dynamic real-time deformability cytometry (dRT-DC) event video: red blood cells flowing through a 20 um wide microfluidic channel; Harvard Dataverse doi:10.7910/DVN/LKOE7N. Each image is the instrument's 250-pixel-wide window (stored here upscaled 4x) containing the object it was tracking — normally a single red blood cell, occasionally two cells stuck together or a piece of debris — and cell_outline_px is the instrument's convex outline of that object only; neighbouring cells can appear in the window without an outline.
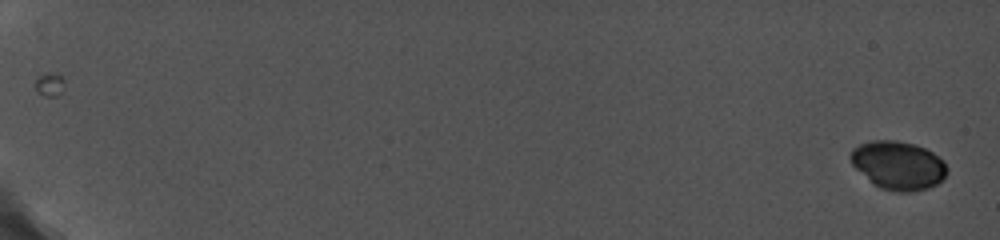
{"species": "common noctule bat (a hibernating species)", "species_latin": "Nyctalus noctula", "temperature_condition": "cold", "stored_images_in_passage": 13, "camera_frame_rate_fps": 5000, "um_per_image_px": 0.085, "animal": {"sex": "female", "body_mass_g": 19.0, "forearm_length_mm": 56.7}, "frame": {"image": 1, "passage_image": 1, "time_ms": 0.0, "image_size_px": [1000, 240], "cell_outline_px": [[948, 172], [936, 184], [928, 188], [912, 192], [896, 192], [880, 188], [856, 168], [852, 164], [848, 156], [852, 148], [860, 144], [872, 140], [896, 140], [916, 144], [932, 152], [944, 160], [948, 168]], "centroid_in_image_um": [76.35, 14.04], "position_along_channel_um": 8.6, "area_um2": 27.28}}
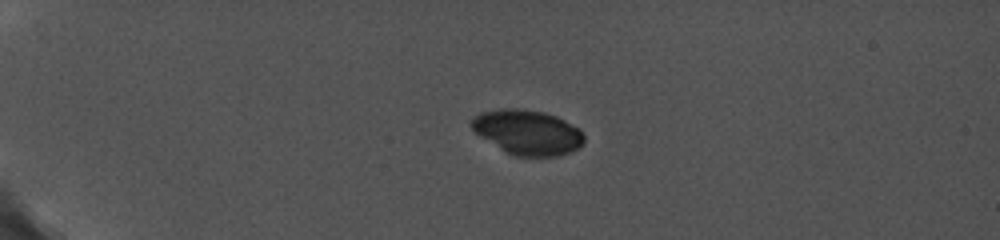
{"frame": {"image": 2, "passage_image": 10, "time_ms": 5.0, "image_size_px": [1000, 240], "cell_outline_px": [[584, 144], [572, 152], [560, 156], [512, 156], [504, 152], [480, 136], [468, 124], [472, 116], [480, 112], [500, 108], [516, 108], [544, 112], [556, 116], [580, 128], [584, 132]], "centroid_in_image_um": [44.83, 11.24], "position_along_channel_um": 40.2, "area_um2": 29.94}}